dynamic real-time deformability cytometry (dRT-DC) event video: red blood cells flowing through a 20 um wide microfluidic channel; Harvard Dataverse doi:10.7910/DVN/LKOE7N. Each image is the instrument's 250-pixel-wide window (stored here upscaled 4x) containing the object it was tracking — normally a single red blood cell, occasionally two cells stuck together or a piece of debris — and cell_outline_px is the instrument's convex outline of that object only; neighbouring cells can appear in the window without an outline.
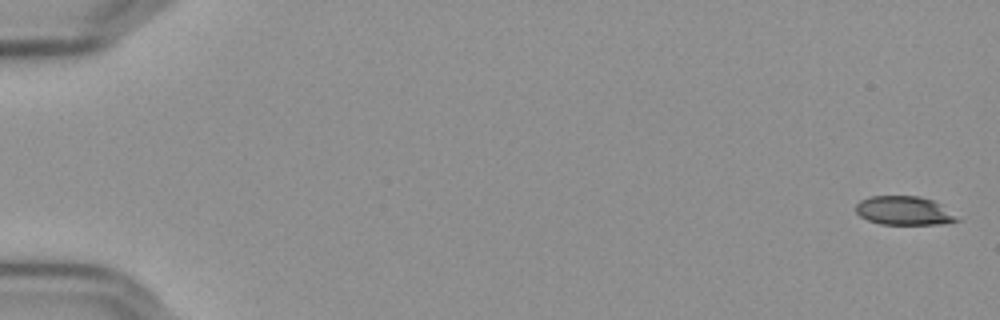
{"species": "Egyptian fruit bat (a non-hibernating species)", "species_latin": "Rousettus aegyptiacus", "temperature_condition": "cold", "stored_images_in_passage": 18, "camera_frame_rate_fps": 3000, "um_per_image_px": 0.085, "frame": {"image": 1, "passage_image": 1, "time_ms": 0.0, "image_size_px": [1000, 320], "cell_outline_px": [[964, 220], [944, 224], [880, 224], [868, 220], [860, 216], [856, 212], [856, 204], [860, 200], [872, 196], [920, 196], [932, 200]], "centroid_in_image_um": [76.86, 17.91], "position_along_channel_um": 8.1, "area_um2": 16.99}}
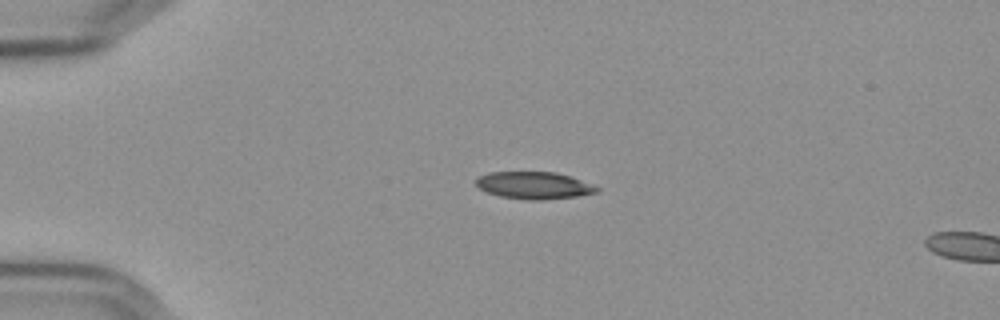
{"frame": {"image": 2, "passage_image": 14, "time_ms": 4.333, "image_size_px": [1000, 320], "cell_outline_px": [[600, 192], [576, 196], [544, 200], [528, 200], [500, 196], [488, 192], [480, 188], [476, 184], [476, 176], [488, 172], [556, 172], [580, 180], [600, 188]], "centroid_in_image_um": [45.37, 15.75], "position_along_channel_um": 39.6, "area_um2": 19.07}}